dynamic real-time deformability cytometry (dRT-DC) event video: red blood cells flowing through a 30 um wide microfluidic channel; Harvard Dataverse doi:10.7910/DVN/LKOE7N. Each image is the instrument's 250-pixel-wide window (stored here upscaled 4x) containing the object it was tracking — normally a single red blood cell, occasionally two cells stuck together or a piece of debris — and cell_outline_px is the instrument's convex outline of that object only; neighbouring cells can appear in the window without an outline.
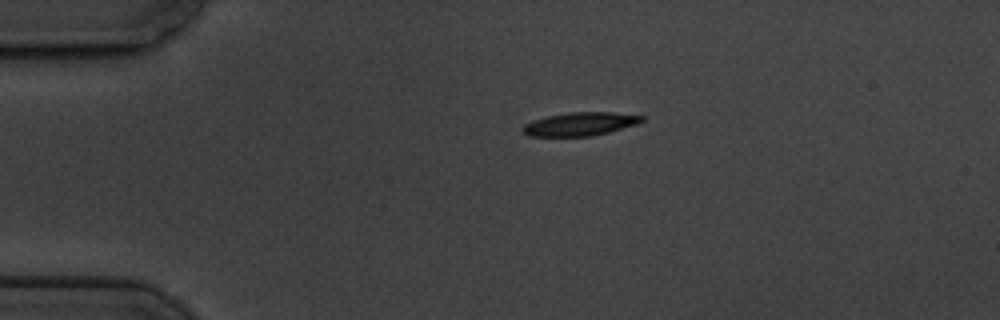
{"species": "common noctule bat (a hibernating species)", "species_latin": "Nyctalus noctula", "temperature_condition": "cold", "stored_images_in_passage": 3, "camera_frame_rate_fps": 3000, "um_per_image_px": 0.085, "animal": {"sex": "male", "body_mass_g": 19.5, "forearm_length_mm": 54.6}, "frame": {"image": 1, "passage_image": 1, "time_ms": 0.0, "image_size_px": [1000, 320], "cell_outline_px": [[644, 120], [636, 124], [608, 132], [592, 136], [528, 136], [520, 128], [524, 124], [532, 120], [548, 116], [568, 112], [612, 112], [644, 116]], "centroid_in_image_um": [49.28, 10.54], "position_along_channel_um": 35.7, "area_um2": 16.18}}
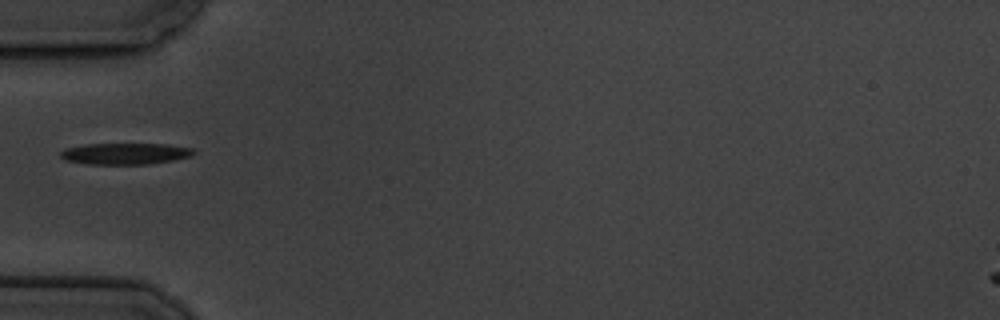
{"frame": {"image": 2, "passage_image": 3, "time_ms": 2.333, "image_size_px": [1000, 320], "cell_outline_px": [[196, 152], [192, 156], [172, 160], [148, 164], [88, 164], [64, 160], [60, 156], [60, 152], [64, 148], [84, 144], [168, 144], [192, 148]], "centroid_in_image_um": [10.62, 13.06], "position_along_channel_um": 74.4, "area_um2": 16.65}}